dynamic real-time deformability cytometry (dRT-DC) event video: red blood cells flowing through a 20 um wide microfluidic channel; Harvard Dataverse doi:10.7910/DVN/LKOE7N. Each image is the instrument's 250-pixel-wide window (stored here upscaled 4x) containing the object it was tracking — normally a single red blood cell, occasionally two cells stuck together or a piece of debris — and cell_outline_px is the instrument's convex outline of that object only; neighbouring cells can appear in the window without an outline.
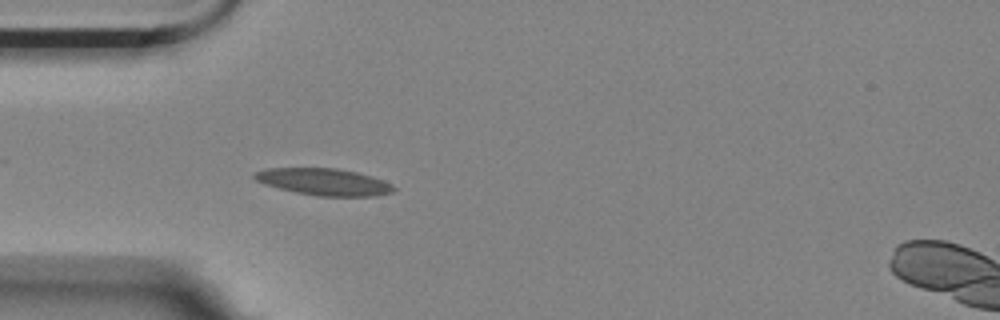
{"species": "Egyptian fruit bat (a non-hibernating species)", "species_latin": "Rousettus aegyptiacus", "temperature_condition": "room temperature", "stored_images_in_passage": 6, "camera_frame_rate_fps": 3000, "um_per_image_px": 0.085, "animal": {"sex": "female"}, "frame": {"image": 1, "passage_image": 5, "time_ms": 1.333, "image_size_px": [1000, 320], "cell_outline_px": [[396, 192], [376, 196], [316, 196], [296, 192], [264, 184], [256, 180], [252, 176], [256, 172], [268, 168], [336, 168], [356, 172], [372, 176], [384, 180], [392, 184], [396, 188]], "centroid_in_image_um": [27.59, 15.46], "position_along_channel_um": 57.4, "area_um2": 21.85}}